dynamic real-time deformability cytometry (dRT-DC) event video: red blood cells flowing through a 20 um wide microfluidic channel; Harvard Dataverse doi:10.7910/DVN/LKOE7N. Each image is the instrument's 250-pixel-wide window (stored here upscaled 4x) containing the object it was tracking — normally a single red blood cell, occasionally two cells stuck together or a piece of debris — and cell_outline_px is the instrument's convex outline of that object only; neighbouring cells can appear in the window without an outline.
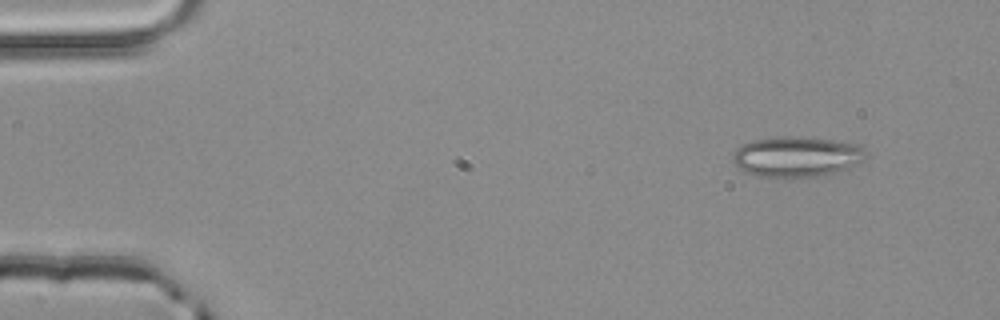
{"species": "common noctule bat (a hibernating species)", "species_latin": "Nyctalus noctula", "temperature_condition": "room temperature", "stored_images_in_passage": 2, "camera_frame_rate_fps": 3000, "um_per_image_px": 0.085, "animal": {"sex": "male", "body_mass_g": 20.4}, "frame": {"image": 1, "passage_image": 1, "time_ms": 0.0, "image_size_px": [1000, 320], "cell_outline_px": [[868, 156], [864, 160], [848, 168], [824, 176], [756, 176], [744, 172], [732, 160], [732, 156], [736, 148], [744, 144], [756, 140], [780, 136], [796, 136], [828, 140], [856, 144], [868, 152]], "centroid_in_image_um": [67.73, 13.32], "position_along_channel_um": 17.3, "area_um2": 31.04}}